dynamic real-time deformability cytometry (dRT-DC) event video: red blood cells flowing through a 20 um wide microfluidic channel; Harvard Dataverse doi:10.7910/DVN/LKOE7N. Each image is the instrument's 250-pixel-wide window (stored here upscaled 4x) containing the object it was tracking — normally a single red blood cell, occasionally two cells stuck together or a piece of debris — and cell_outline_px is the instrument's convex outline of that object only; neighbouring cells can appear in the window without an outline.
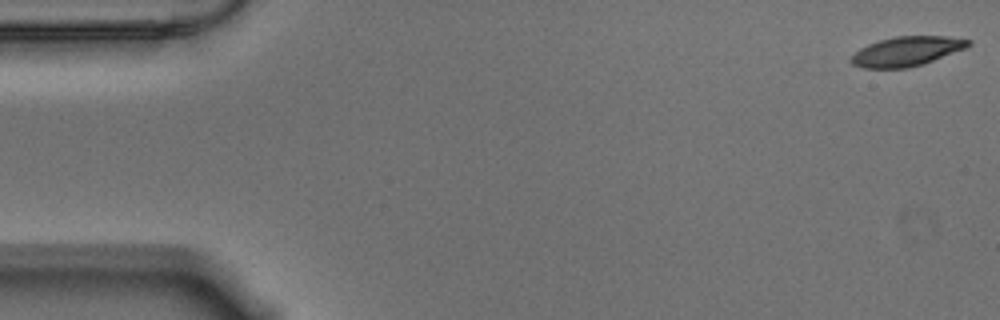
{"species": "Egyptian fruit bat (a non-hibernating species)", "species_latin": "Rousettus aegyptiacus", "temperature_condition": "warm", "stored_images_in_passage": 57, "camera_frame_rate_fps": 3000, "um_per_image_px": 0.085, "animal": {"sex": "male"}, "frame": {"image": 1, "passage_image": 1, "time_ms": 0.0, "image_size_px": [1000, 320], "cell_outline_px": [[972, 44], [964, 48], [924, 64], [904, 68], [864, 68], [852, 64], [848, 60], [860, 48], [868, 44], [880, 40], [896, 36], [948, 36], [972, 40]], "centroid_in_image_um": [77.06, 4.36], "position_along_channel_um": 7.9, "area_um2": 20.06}}
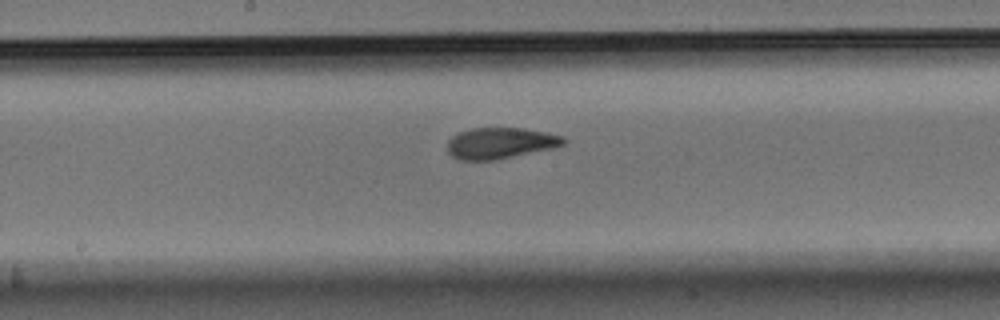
{"frame": {"image": 2, "passage_image": 29, "time_ms": 9.333, "image_size_px": [1000, 320], "cell_outline_px": [[568, 140], [564, 144], [552, 148], [496, 160], [460, 160], [452, 156], [448, 152], [448, 140], [452, 136], [460, 132], [472, 128], [520, 128], [544, 132], [564, 136]], "centroid_in_image_um": [42.53, 12.17], "position_along_channel_um": 205.7, "area_um2": 20.98}}
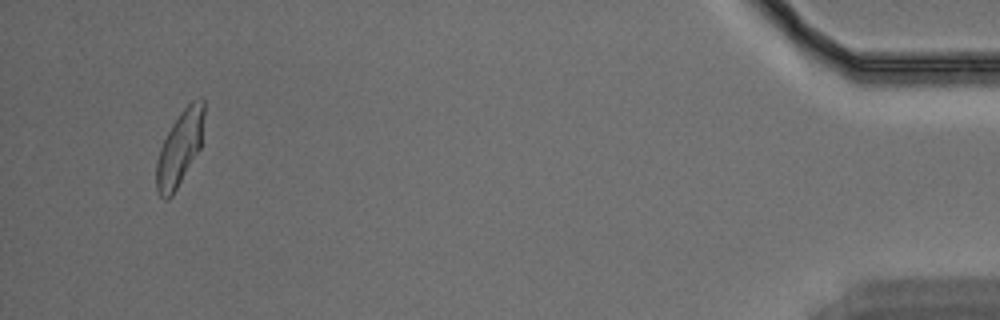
{"frame": {"image": 3, "passage_image": 54, "time_ms": 17.667, "image_size_px": [1000, 320], "cell_outline_px": [[204, 116], [200, 148], [172, 196], [168, 200], [164, 200], [160, 196], [156, 188], [156, 160], [160, 148], [172, 124], [180, 112], [192, 100], [200, 96], [204, 100]], "centroid_in_image_um": [15.27, 12.59], "position_along_channel_um": 419.9, "area_um2": 20.63}, "authors_computed_cell_mechanics": {"area_um2": 21.097, "velocity_mm_per_s": 3.5264, "shape_relaxation_time_tau1_ms": 3.7555, "shape_relaxation_time_tau2_ms": 1.297, "deformation_change_tau1": 0.1683, "deformation_change_tau2": 0.0776}}